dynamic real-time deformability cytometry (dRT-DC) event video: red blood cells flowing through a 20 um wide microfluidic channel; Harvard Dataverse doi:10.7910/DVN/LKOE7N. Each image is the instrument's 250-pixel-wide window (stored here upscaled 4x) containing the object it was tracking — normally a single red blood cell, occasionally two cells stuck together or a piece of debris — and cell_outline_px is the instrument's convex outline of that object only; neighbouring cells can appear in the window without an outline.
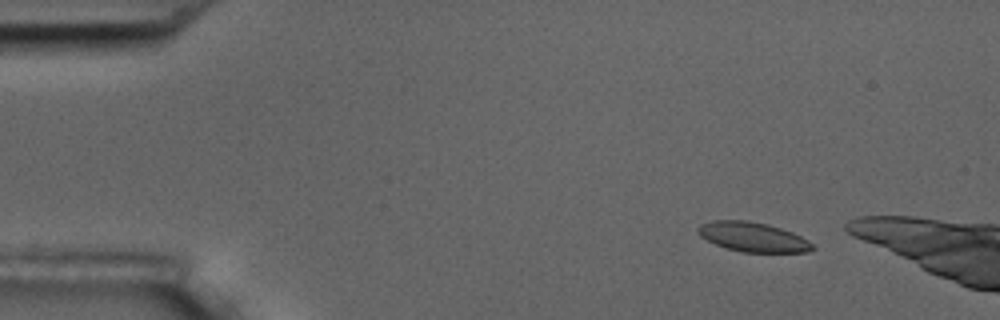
{"species": "common noctule bat (a hibernating species)", "species_latin": "Nyctalus noctula", "temperature_condition": "room temperature", "stored_images_in_passage": 5, "camera_frame_rate_fps": 3000, "um_per_image_px": 0.085, "animal": {"sex": "male", "body_mass_g": 17.5, "forearm_length_mm": 52.3}, "frame": {"image": 1, "passage_image": 3, "time_ms": 2.333, "image_size_px": [1000, 320], "cell_outline_px": [[816, 248], [808, 252], [740, 252], [716, 244], [700, 236], [696, 232], [696, 228], [700, 224], [712, 220], [748, 220], [768, 224], [792, 232], [808, 240]], "centroid_in_image_um": [63.98, 20.13], "position_along_channel_um": 21.0, "area_um2": 19.77}}